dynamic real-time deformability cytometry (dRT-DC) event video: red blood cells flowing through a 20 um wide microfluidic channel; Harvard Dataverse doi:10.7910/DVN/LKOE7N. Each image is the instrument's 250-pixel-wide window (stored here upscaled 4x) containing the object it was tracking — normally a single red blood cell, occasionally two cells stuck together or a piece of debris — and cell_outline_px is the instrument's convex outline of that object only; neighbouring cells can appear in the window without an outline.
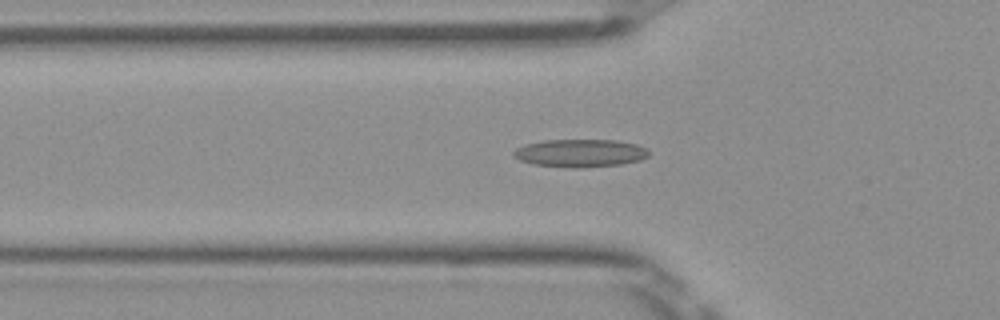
{"species": "Egyptian fruit bat (a non-hibernating species)", "species_latin": "Rousettus aegyptiacus", "temperature_condition": "room temperature", "stored_images_in_passage": 38, "camera_frame_rate_fps": 3000, "um_per_image_px": 0.085, "frame": {"image": 1, "passage_image": 4, "time_ms": 1.0, "image_size_px": [1000, 320], "cell_outline_px": [[648, 156], [640, 160], [620, 164], [584, 168], [572, 168], [532, 164], [520, 160], [512, 156], [512, 152], [516, 148], [524, 144], [544, 140], [616, 140], [636, 144], [648, 148]], "centroid_in_image_um": [49.29, 13.01], "position_along_channel_um": 76.5, "area_um2": 22.14}}
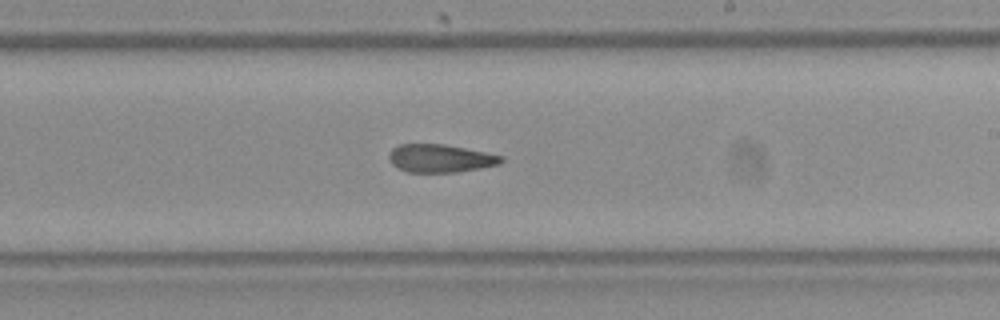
{"frame": {"image": 2, "passage_image": 17, "time_ms": 5.333, "image_size_px": [1000, 320], "cell_outline_px": [[504, 160], [500, 164], [480, 168], [456, 172], [408, 172], [396, 168], [392, 164], [388, 156], [392, 148], [400, 144], [444, 144], [504, 156]], "centroid_in_image_um": [37.41, 13.46], "position_along_channel_um": 251.6, "area_um2": 18.32}}
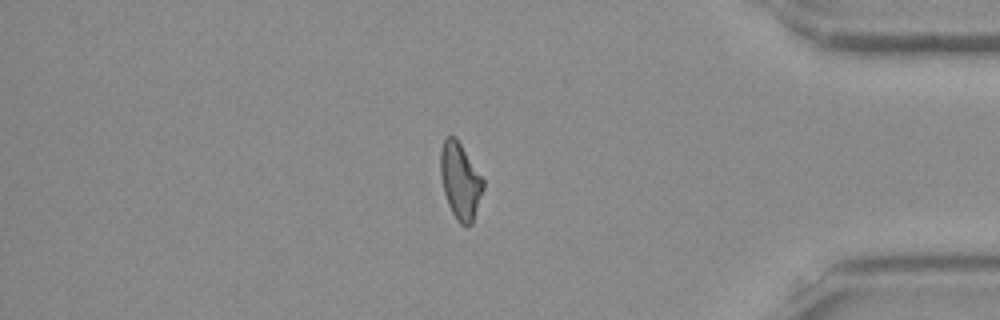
{"frame": {"image": 3, "passage_image": 30, "time_ms": 9.667, "image_size_px": [1000, 320], "cell_outline_px": [[484, 188], [472, 224], [460, 224], [456, 220], [448, 204], [444, 192], [440, 176], [440, 148], [444, 140], [448, 136], [456, 136], [484, 180]], "centroid_in_image_um": [39.11, 15.36], "position_along_channel_um": 396.1, "area_um2": 19.02}, "authors_computed_cell_mechanics": {"area_um2": 19.1318, "velocity_mm_per_s": 4.0179, "shape_relaxation_time_tau1_ms": null, "shape_relaxation_time_tau2_ms": 6.9542, "deformation_change_tau1": null, "deformation_change_tau2": 0.1764}}